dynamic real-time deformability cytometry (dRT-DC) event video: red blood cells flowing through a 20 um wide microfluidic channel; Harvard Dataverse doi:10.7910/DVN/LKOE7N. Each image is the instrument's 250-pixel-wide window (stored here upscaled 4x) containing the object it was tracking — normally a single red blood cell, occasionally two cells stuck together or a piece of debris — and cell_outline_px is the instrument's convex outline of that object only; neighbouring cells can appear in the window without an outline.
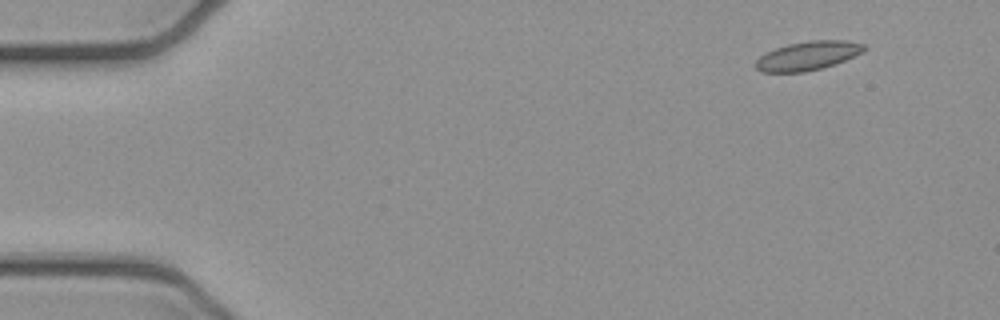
{"species": "common noctule bat (a hibernating species)", "species_latin": "Nyctalus noctula", "temperature_condition": "cold", "stored_images_in_passage": 4, "camera_frame_rate_fps": 3000, "um_per_image_px": 0.085, "animal": {"sex": "female", "body_mass_g": 21.9}, "frame": {"image": 1, "passage_image": 1, "time_ms": 0.0, "image_size_px": [1000, 320], "cell_outline_px": [[868, 48], [864, 52], [844, 60], [820, 68], [804, 72], [760, 72], [752, 64], [764, 52], [788, 44], [812, 40], [844, 40], [864, 44]], "centroid_in_image_um": [68.63, 4.73], "position_along_channel_um": 16.4, "area_um2": 18.26}}
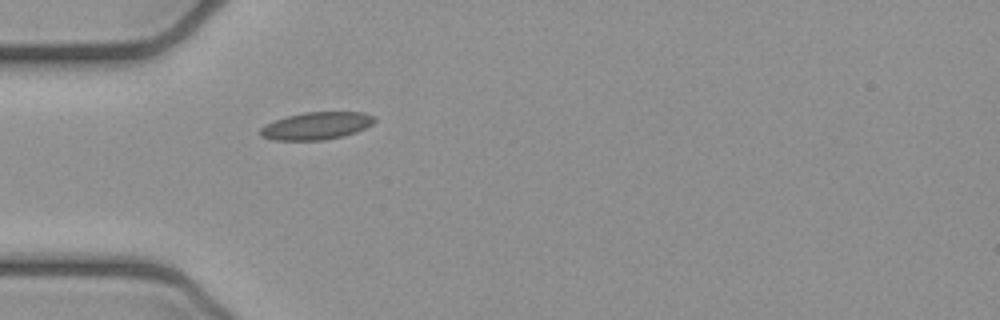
{"frame": {"image": 2, "passage_image": 4, "time_ms": 1.0, "image_size_px": [1000, 320], "cell_outline_px": [[376, 120], [372, 124], [356, 132], [344, 136], [324, 140], [272, 140], [260, 136], [256, 132], [260, 128], [276, 120], [288, 116], [304, 112], [364, 112], [376, 116]], "centroid_in_image_um": [26.9, 10.7], "position_along_channel_um": 58.1, "area_um2": 18.38}}